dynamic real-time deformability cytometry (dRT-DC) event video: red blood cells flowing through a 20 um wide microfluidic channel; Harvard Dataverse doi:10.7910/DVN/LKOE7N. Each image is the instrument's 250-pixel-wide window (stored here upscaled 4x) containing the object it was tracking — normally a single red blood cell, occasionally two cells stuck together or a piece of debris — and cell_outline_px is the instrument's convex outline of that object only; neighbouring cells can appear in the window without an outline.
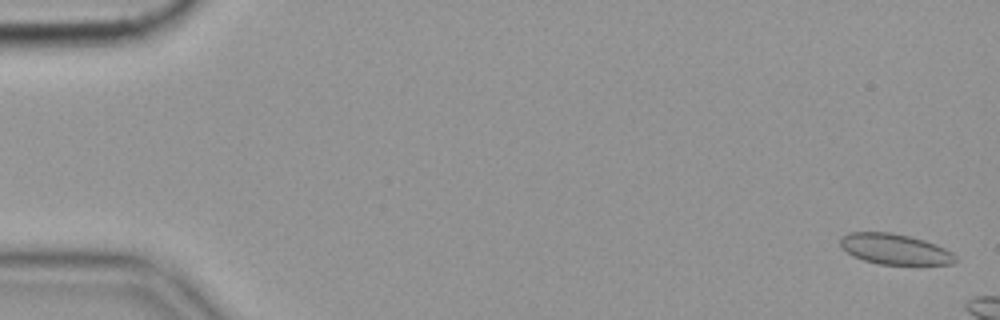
{"species": "common noctule bat (a hibernating species)", "species_latin": "Nyctalus noctula", "temperature_condition": "cold", "stored_images_in_passage": 8, "camera_frame_rate_fps": 3000, "um_per_image_px": 0.085, "animal": {"sex": "female", "body_mass_g": 19.9}, "frame": {"image": 1, "passage_image": 2, "time_ms": 0.333, "image_size_px": [1000, 320], "cell_outline_px": [[956, 260], [952, 264], [880, 264], [864, 260], [852, 256], [840, 244], [840, 240], [848, 232], [888, 232], [908, 236], [924, 240], [944, 248], [952, 252], [956, 256]], "centroid_in_image_um": [76.06, 21.17], "position_along_channel_um": 8.9, "area_um2": 20.17}}